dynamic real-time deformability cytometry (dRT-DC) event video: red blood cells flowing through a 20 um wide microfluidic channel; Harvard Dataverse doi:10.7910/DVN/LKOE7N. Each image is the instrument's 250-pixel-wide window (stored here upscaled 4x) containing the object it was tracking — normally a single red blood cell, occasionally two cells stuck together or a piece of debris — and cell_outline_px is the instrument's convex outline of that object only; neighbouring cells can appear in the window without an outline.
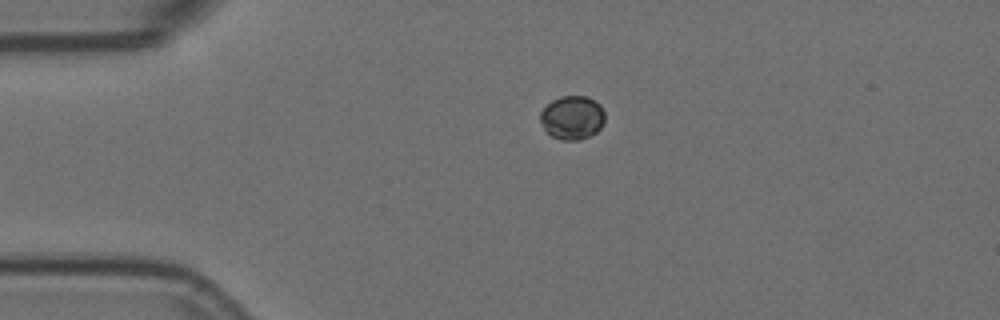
{"species": "Egyptian fruit bat (a non-hibernating species)", "species_latin": "Rousettus aegyptiacus", "temperature_condition": "room temperature", "stored_images_in_passage": 2, "camera_frame_rate_fps": 3000, "um_per_image_px": 0.085, "animal": {"sex": "female"}, "frame": {"image": 1, "passage_image": 1, "time_ms": 0.0, "image_size_px": [1000, 320], "cell_outline_px": [[604, 124], [596, 132], [580, 140], [560, 140], [552, 136], [544, 128], [540, 120], [540, 112], [552, 100], [560, 96], [588, 96], [600, 104], [604, 112]], "centroid_in_image_um": [48.65, 9.99], "position_along_channel_um": 36.4, "area_um2": 16.47}}